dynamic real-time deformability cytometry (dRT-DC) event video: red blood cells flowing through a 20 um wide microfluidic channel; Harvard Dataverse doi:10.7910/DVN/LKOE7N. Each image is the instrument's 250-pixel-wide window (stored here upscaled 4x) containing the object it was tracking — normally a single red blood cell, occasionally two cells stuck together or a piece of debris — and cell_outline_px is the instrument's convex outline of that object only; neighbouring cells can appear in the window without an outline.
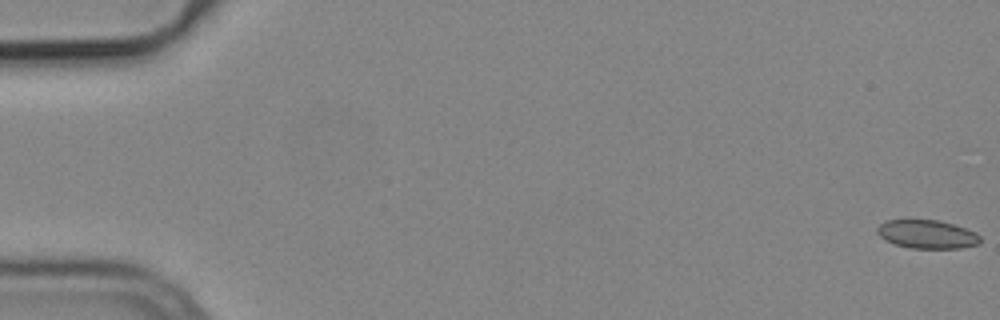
{"species": "common noctule bat (a hibernating species)", "species_latin": "Nyctalus noctula", "temperature_condition": "cold", "stored_images_in_passage": 8, "camera_frame_rate_fps": 3000, "um_per_image_px": 0.085, "animal": {"sex": "male", "body_mass_g": 19.2, "forearm_length_mm": 51.8}, "frame": {"image": 1, "passage_image": 1, "time_ms": 0.0, "image_size_px": [1000, 320], "cell_outline_px": [[980, 244], [960, 248], [912, 248], [896, 244], [884, 240], [876, 232], [876, 228], [884, 220], [908, 216], [940, 220], [976, 232], [980, 236]], "centroid_in_image_um": [78.73, 19.85], "position_along_channel_um": 6.3, "area_um2": 17.92}}